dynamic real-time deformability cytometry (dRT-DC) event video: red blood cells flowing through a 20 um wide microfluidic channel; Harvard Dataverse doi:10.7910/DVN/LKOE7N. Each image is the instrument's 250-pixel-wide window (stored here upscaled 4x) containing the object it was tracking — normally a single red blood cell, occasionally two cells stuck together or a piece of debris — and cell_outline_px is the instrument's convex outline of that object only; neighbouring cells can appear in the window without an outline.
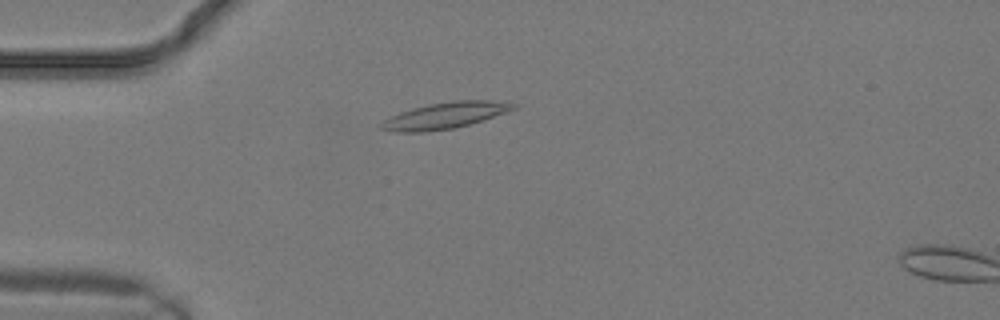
{"species": "common noctule bat (a hibernating species)", "species_latin": "Nyctalus noctula", "temperature_condition": "warm", "stored_images_in_passage": 2, "camera_frame_rate_fps": 3000, "um_per_image_px": 0.085, "animal": {"sex": "male", "body_mass_g": 19.2, "forearm_length_mm": 51.8}, "frame": {"image": 1, "passage_image": 1, "time_ms": 0.0, "image_size_px": [1000, 320], "cell_outline_px": [[516, 108], [484, 120], [452, 128], [424, 132], [392, 132], [380, 128], [376, 124], [400, 112], [412, 108], [428, 104], [452, 100], [488, 100], [516, 104]], "centroid_in_image_um": [37.76, 9.82], "position_along_channel_um": 47.2, "area_um2": 20.17}}